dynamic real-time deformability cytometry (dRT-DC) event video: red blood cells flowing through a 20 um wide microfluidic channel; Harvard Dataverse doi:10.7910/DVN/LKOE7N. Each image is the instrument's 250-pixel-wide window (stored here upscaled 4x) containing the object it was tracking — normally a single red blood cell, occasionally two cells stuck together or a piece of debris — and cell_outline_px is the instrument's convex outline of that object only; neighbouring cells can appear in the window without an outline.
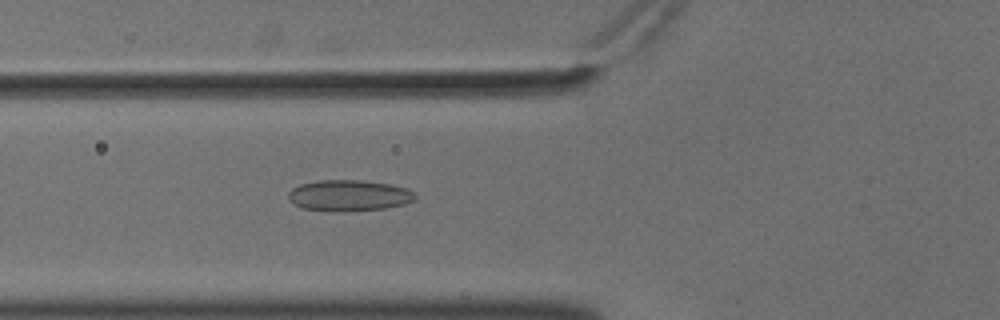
{"species": "common noctule bat (a hibernating species)", "species_latin": "Nyctalus noctula", "temperature_condition": "cold", "stored_images_in_passage": 54, "camera_frame_rate_fps": 3000, "um_per_image_px": 0.085, "animal": {"sex": "male", "body_mass_g": 18.8}, "frame": {"image": 1, "passage_image": 22, "time_ms": 7.0, "image_size_px": [1000, 320], "cell_outline_px": [[416, 196], [412, 200], [404, 204], [384, 208], [348, 212], [332, 212], [304, 208], [292, 204], [288, 200], [288, 192], [292, 188], [300, 184], [316, 180], [360, 180], [388, 184], [404, 188], [416, 192]], "centroid_in_image_um": [29.6, 16.63], "position_along_channel_um": 96.2, "area_um2": 23.18}}
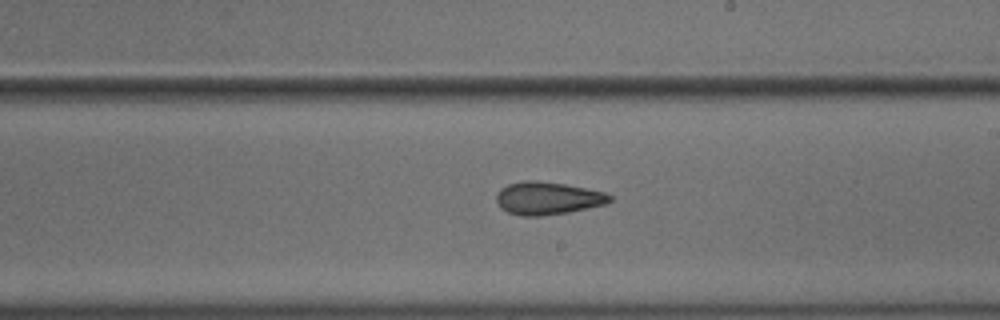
{"frame": {"image": 2, "passage_image": 34, "time_ms": 11.0, "image_size_px": [1000, 320], "cell_outline_px": [[612, 200], [604, 204], [568, 212], [540, 216], [524, 216], [508, 212], [500, 208], [496, 200], [496, 192], [500, 188], [508, 184], [524, 180], [536, 180], [564, 184], [604, 192], [612, 196]], "centroid_in_image_um": [46.5, 16.84], "position_along_channel_um": 242.5, "area_um2": 21.56}}
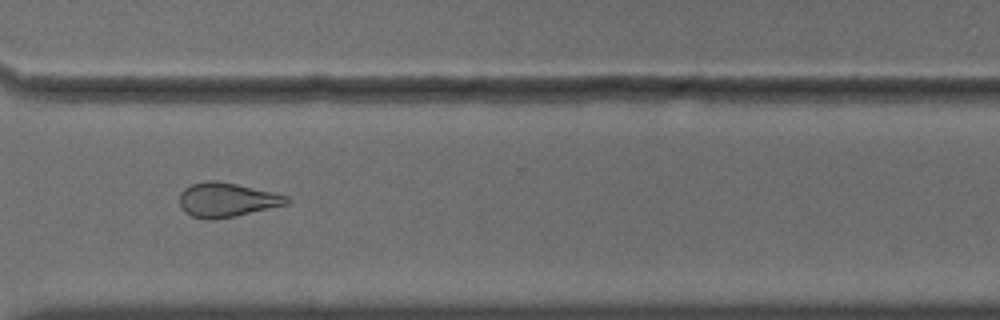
{"frame": {"image": 3, "passage_image": 43, "time_ms": 14.0, "image_size_px": [1000, 320], "cell_outline_px": [[292, 200], [288, 204], [236, 216], [192, 216], [184, 212], [180, 208], [180, 192], [184, 188], [192, 184], [208, 180], [216, 180], [236, 184], [272, 192], [288, 196]], "centroid_in_image_um": [19.3, 16.94], "position_along_channel_um": 351.3, "area_um2": 20.81}}